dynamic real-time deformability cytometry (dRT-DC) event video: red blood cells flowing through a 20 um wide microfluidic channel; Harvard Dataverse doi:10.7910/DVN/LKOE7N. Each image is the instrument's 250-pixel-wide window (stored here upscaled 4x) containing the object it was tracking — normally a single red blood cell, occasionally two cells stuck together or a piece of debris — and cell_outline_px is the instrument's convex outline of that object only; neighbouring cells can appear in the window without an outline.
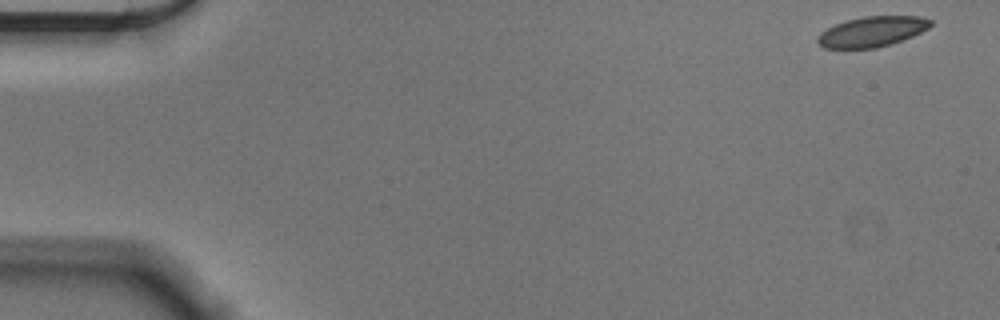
{"species": "Egyptian fruit bat (a non-hibernating species)", "species_latin": "Rousettus aegyptiacus", "temperature_condition": "cold", "stored_images_in_passage": 55, "camera_frame_rate_fps": 3000, "um_per_image_px": 0.085, "animal": {"sex": "male"}, "frame": {"image": 1, "passage_image": 1, "time_ms": 0.0, "image_size_px": [1000, 320], "cell_outline_px": [[932, 24], [928, 28], [912, 36], [876, 48], [824, 48], [816, 40], [816, 36], [820, 32], [844, 20], [864, 16], [920, 16], [932, 20]], "centroid_in_image_um": [74.09, 2.67], "position_along_channel_um": 10.9, "area_um2": 19.83}}
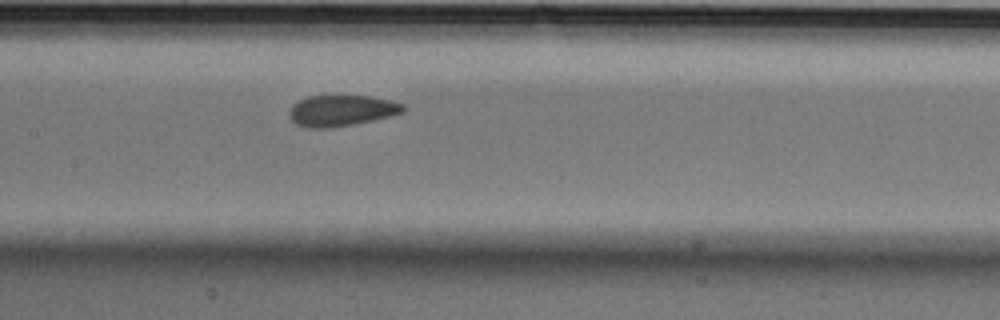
{"frame": {"image": 2, "passage_image": 26, "time_ms": 8.333, "image_size_px": [1000, 320], "cell_outline_px": [[408, 108], [404, 112], [392, 116], [332, 128], [308, 128], [296, 124], [288, 116], [288, 112], [292, 104], [308, 96], [372, 96], [404, 104]], "centroid_in_image_um": [29.03, 9.4], "position_along_channel_um": 178.4, "area_um2": 20.75}}
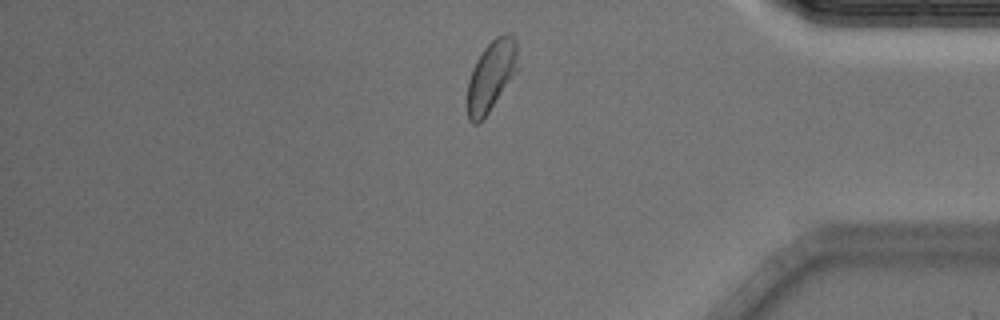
{"frame": {"image": 3, "passage_image": 46, "time_ms": 15.0, "image_size_px": [1000, 320], "cell_outline_px": [[516, 72], [488, 112], [476, 124], [472, 124], [468, 120], [468, 80], [472, 68], [476, 60], [484, 48], [496, 36], [508, 32], [516, 40]], "centroid_in_image_um": [41.73, 6.42], "position_along_channel_um": 393.5, "area_um2": 20.17}}